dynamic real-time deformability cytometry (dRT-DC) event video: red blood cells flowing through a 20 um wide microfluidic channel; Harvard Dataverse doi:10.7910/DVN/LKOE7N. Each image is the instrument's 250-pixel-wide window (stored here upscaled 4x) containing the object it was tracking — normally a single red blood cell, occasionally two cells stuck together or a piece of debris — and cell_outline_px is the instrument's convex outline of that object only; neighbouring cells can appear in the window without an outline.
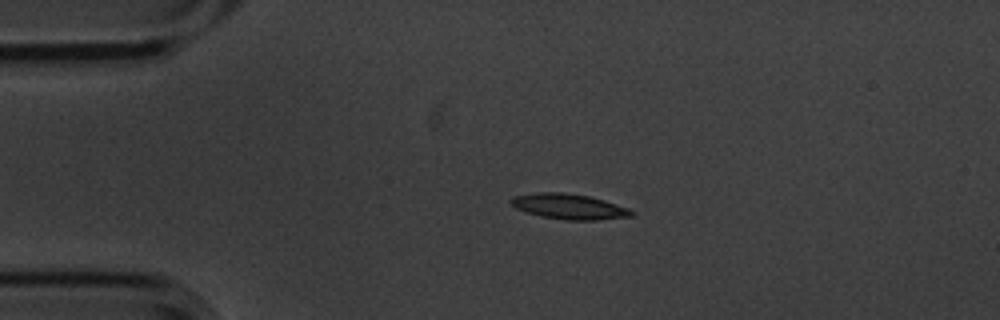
{"species": "common noctule bat (a hibernating species)", "species_latin": "Nyctalus noctula", "temperature_condition": "cold", "stored_images_in_passage": 3, "camera_frame_rate_fps": 3000, "um_per_image_px": 0.085, "animal": {"sex": "male", "body_mass_g": 20.1, "forearm_length_mm": 53.5}, "frame": {"image": 1, "passage_image": 2, "time_ms": 0.333, "image_size_px": [1000, 320], "cell_outline_px": [[636, 212], [632, 216], [596, 220], [568, 220], [540, 216], [516, 208], [508, 200], [512, 196], [536, 192], [564, 192], [588, 196], [604, 200], [628, 208]], "centroid_in_image_um": [48.36, 17.54], "position_along_channel_um": 36.6, "area_um2": 17.8}}